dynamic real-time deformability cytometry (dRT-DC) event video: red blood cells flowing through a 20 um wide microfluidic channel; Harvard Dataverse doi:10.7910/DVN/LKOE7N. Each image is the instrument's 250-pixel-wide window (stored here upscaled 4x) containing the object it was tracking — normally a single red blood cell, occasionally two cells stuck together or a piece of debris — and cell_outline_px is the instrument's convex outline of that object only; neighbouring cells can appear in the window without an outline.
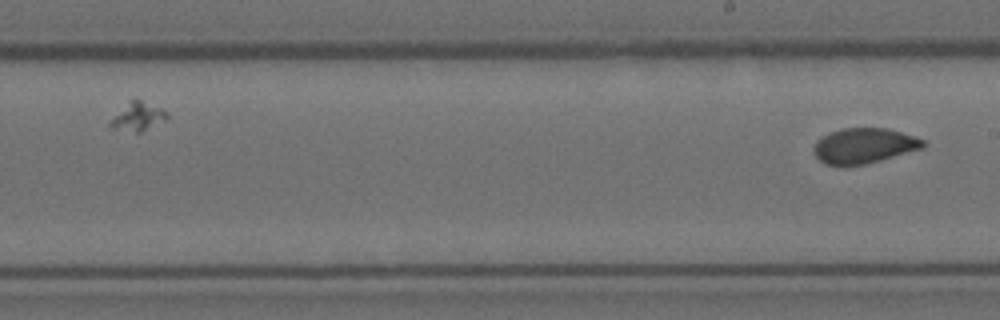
{"species": "Egyptian fruit bat (a non-hibernating species)", "species_latin": "Rousettus aegyptiacus", "temperature_condition": "room temperature", "stored_images_in_passage": 9, "segment_of_instrument_passage": [3, 3], "camera_frame_rate_fps": 3000, "um_per_image_px": 0.085, "animal": {"sex": "female"}, "frame": {"image": 1, "passage_image": 9, "time_ms": 2.667, "image_size_px": [1000, 320], "cell_outline_px": [[924, 148], [880, 160], [864, 164], [844, 168], [840, 168], [824, 164], [816, 156], [812, 148], [816, 140], [840, 128], [888, 128], [916, 136], [924, 140]], "centroid_in_image_um": [73.41, 12.41], "position_along_channel_um": 215.6, "area_um2": 22.89}}